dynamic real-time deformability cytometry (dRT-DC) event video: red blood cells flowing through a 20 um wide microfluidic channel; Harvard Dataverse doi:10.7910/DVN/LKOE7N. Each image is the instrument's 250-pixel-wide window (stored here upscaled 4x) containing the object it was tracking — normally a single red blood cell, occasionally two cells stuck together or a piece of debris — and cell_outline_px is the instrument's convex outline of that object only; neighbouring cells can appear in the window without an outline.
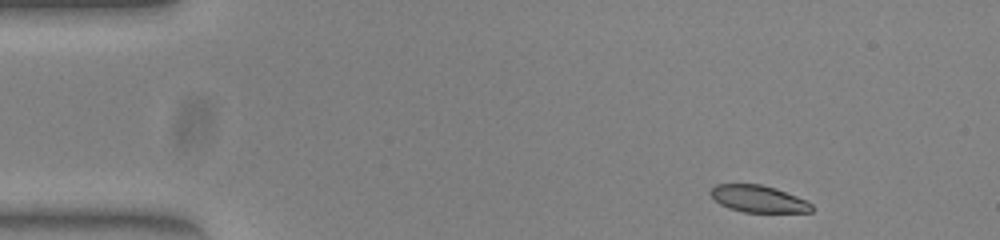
{"species": "common noctule bat (a hibernating species)", "species_latin": "Nyctalus noctula", "temperature_condition": "warm", "stored_images_in_passage": 46, "camera_frame_rate_fps": 3000, "um_per_image_px": 0.085, "animal": {"sex": "female", "body_mass_g": 23.0, "forearm_length_mm": 53.4}, "frame": {"image": 1, "passage_image": 1, "time_ms": 0.0, "image_size_px": [1000, 240], "cell_outline_px": [[812, 212], [744, 212], [728, 208], [720, 204], [708, 192], [716, 184], [760, 184], [776, 188], [808, 200], [812, 204]], "centroid_in_image_um": [64.48, 16.9], "position_along_channel_um": 20.5, "area_um2": 15.95}}
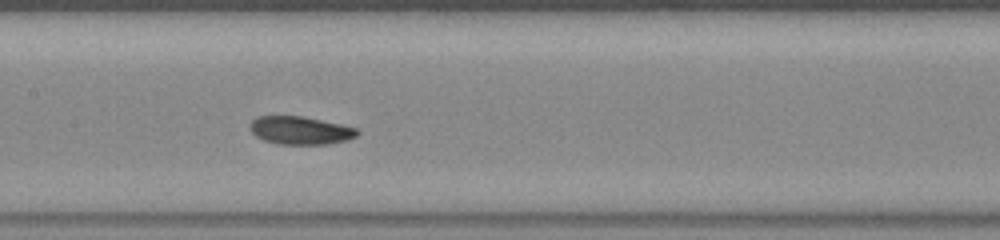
{"frame": {"image": 2, "passage_image": 20, "time_ms": 6.333, "image_size_px": [1000, 240], "cell_outline_px": [[360, 132], [356, 136], [348, 140], [328, 144], [280, 144], [264, 140], [256, 136], [248, 128], [248, 124], [256, 116], [304, 116], [340, 124], [356, 128]], "centroid_in_image_um": [25.51, 11.08], "position_along_channel_um": 181.9, "area_um2": 17.63}}
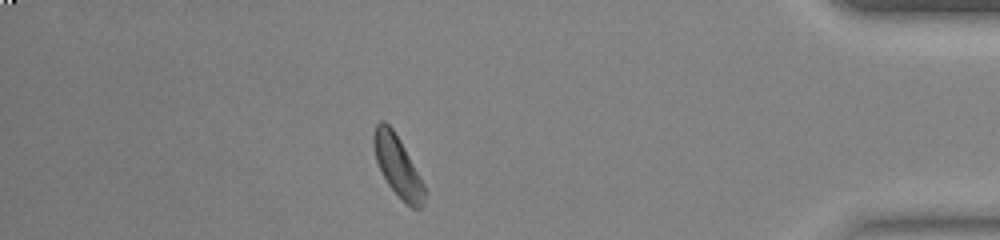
{"frame": {"image": 3, "passage_image": 40, "time_ms": 13.0, "image_size_px": [1000, 240], "cell_outline_px": [[428, 192], [424, 204], [420, 208], [412, 208], [388, 184], [376, 160], [372, 144], [372, 136], [376, 124], [380, 120], [384, 120], [392, 128], [400, 140], [424, 184]], "centroid_in_image_um": [33.81, 14.1], "position_along_channel_um": 401.4, "area_um2": 17.8}, "authors_computed_cell_mechanics": {"area_um2": 17.7446, "velocity_mm_per_s": 3.9474, "shape_relaxation_time_tau1_ms": 3.1804, "shape_relaxation_time_tau2_ms": 8.2184, "deformation_change_tau1": 0.1179, "deformation_change_tau2": 0.1659}}